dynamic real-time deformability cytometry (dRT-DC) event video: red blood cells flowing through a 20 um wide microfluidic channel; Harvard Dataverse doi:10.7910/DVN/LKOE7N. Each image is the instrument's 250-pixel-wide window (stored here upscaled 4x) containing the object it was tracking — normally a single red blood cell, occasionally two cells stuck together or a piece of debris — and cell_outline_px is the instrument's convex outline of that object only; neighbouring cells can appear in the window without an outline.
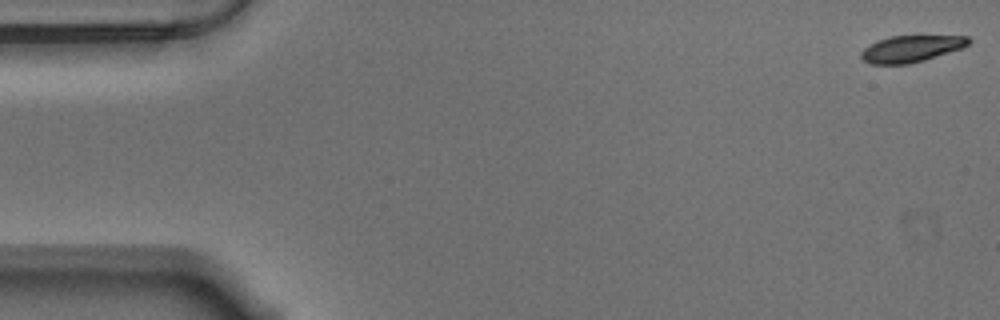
{"species": "Egyptian fruit bat (a non-hibernating species)", "species_latin": "Rousettus aegyptiacus", "temperature_condition": "warm", "stored_images_in_passage": 57, "camera_frame_rate_fps": 3000, "um_per_image_px": 0.085, "animal": {"sex": "male"}, "frame": {"image": 1, "passage_image": 1, "time_ms": 0.0, "image_size_px": [1000, 320], "cell_outline_px": [[972, 40], [964, 48], [924, 60], [908, 64], [872, 64], [864, 60], [860, 56], [860, 52], [864, 48], [876, 40], [888, 36], [968, 36]], "centroid_in_image_um": [77.45, 4.14], "position_along_channel_um": 7.5, "area_um2": 16.76}}
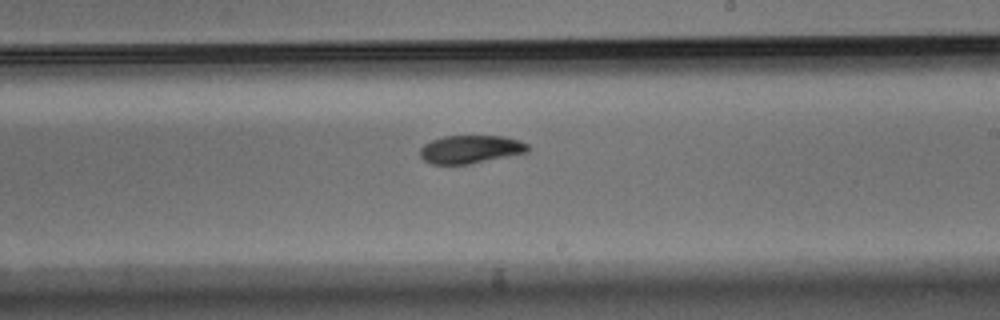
{"frame": {"image": 2, "passage_image": 33, "time_ms": 10.667, "image_size_px": [1000, 320], "cell_outline_px": [[528, 152], [468, 164], [432, 164], [424, 160], [420, 156], [420, 148], [424, 144], [432, 140], [444, 136], [504, 136], [520, 140], [528, 144]], "centroid_in_image_um": [39.99, 12.68], "position_along_channel_um": 249.0, "area_um2": 17.57}}
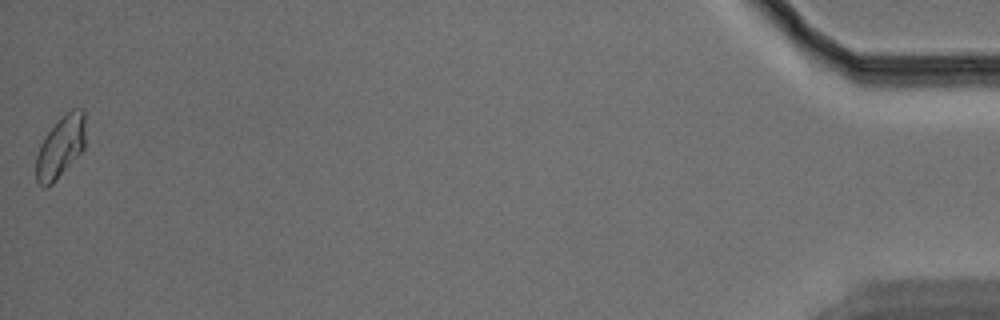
{"frame": {"image": 3, "passage_image": 57, "time_ms": 18.667, "image_size_px": [1000, 320], "cell_outline_px": [[84, 148], [56, 180], [48, 188], [44, 188], [36, 180], [36, 156], [40, 144], [44, 136], [56, 120], [60, 116], [72, 108], [84, 108]], "centroid_in_image_um": [5.12, 12.46], "position_along_channel_um": 430.1, "area_um2": 17.92}, "authors_computed_cell_mechanics": {"area_um2": 17.9758, "velocity_mm_per_s": 3.5081, "shape_relaxation_time_tau1_ms": 3.6304, "shape_relaxation_time_tau2_ms": 9.4806, "deformation_change_tau1": 0.1371, "deformation_change_tau2": 0.0696}}